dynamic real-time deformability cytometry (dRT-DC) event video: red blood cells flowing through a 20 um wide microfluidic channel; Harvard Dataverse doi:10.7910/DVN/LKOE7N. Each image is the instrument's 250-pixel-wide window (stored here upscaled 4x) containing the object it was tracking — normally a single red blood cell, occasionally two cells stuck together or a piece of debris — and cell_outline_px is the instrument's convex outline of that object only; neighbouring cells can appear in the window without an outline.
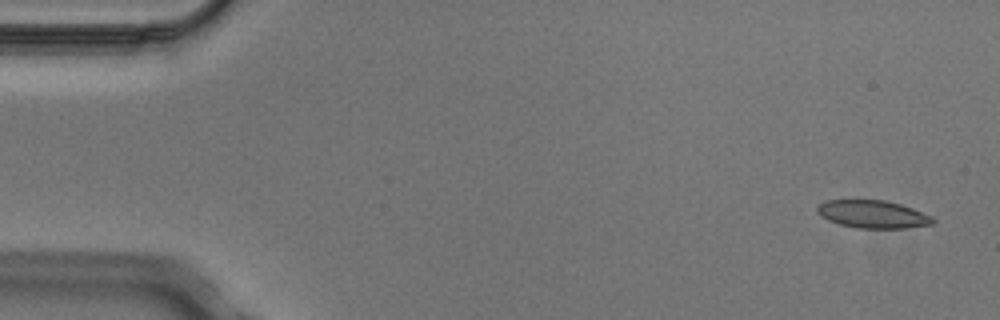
{"species": "Egyptian fruit bat (a non-hibernating species)", "species_latin": "Rousettus aegyptiacus", "temperature_condition": "cold", "stored_images_in_passage": 4, "segment_of_instrument_passage": [2, 2], "camera_frame_rate_fps": 3000, "um_per_image_px": 0.085, "animal": {"sex": "male"}, "frame": {"image": 1, "passage_image": 4, "time_ms": 1.0, "image_size_px": [1000, 320], "cell_outline_px": [[936, 220], [932, 224], [904, 228], [856, 228], [840, 224], [828, 220], [820, 216], [816, 212], [816, 208], [824, 200], [884, 200], [900, 204], [912, 208], [932, 216]], "centroid_in_image_um": [74.17, 18.21], "position_along_channel_um": 10.8, "area_um2": 18.73}}